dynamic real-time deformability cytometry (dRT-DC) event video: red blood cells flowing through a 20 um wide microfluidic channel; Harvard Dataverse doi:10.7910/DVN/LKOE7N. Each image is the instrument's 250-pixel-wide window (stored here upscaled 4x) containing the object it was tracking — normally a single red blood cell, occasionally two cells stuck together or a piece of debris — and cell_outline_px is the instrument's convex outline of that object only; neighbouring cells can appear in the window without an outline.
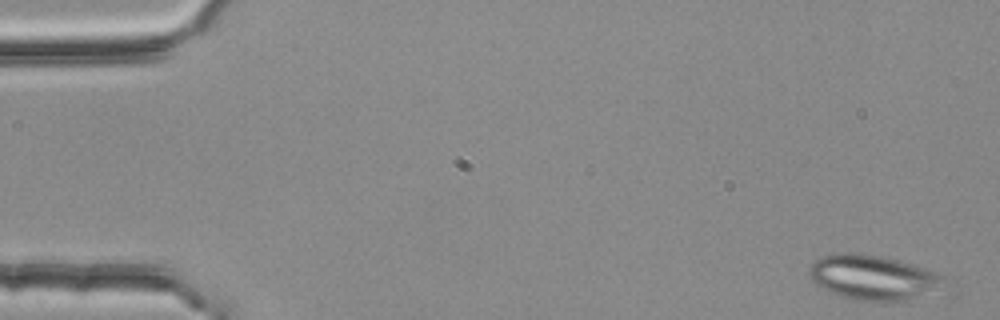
{"species": "common noctule bat (a hibernating species)", "species_latin": "Nyctalus noctula", "temperature_condition": "room temperature", "stored_images_in_passage": 3, "camera_frame_rate_fps": 3000, "um_per_image_px": 0.085, "animal": {"sex": "female", "body_mass_g": 25.1}, "frame": {"image": 1, "passage_image": 1, "time_ms": 0.0, "image_size_px": [1000, 320], "cell_outline_px": [[944, 276], [940, 280], [928, 288], [908, 300], [892, 304], [856, 300], [840, 296], [816, 284], [812, 280], [808, 272], [812, 264], [820, 256], [832, 252], [856, 252], [880, 256], [896, 260], [924, 268], [936, 272]], "centroid_in_image_um": [74.03, 23.57], "position_along_channel_um": 11.0, "area_um2": 34.45}}